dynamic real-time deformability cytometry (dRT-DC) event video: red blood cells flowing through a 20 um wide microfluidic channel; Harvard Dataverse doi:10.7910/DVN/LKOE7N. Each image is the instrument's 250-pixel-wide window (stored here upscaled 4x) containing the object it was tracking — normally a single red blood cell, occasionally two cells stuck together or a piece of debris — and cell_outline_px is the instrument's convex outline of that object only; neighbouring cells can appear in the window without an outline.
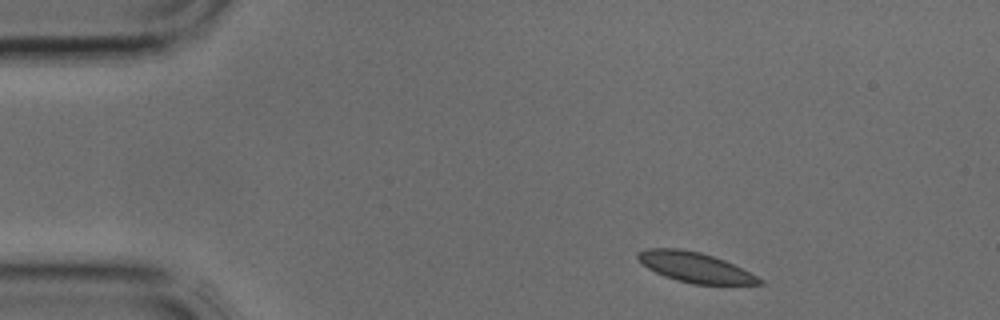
{"species": "common noctule bat (a hibernating species)", "species_latin": "Nyctalus noctula", "temperature_condition": "cold", "stored_images_in_passage": 3, "segment_of_instrument_passage": [2, 2], "camera_frame_rate_fps": 3000, "um_per_image_px": 0.085, "animal": {"sex": "male", "body_mass_g": 17.9, "forearm_length_mm": 54.2}, "frame": {"image": 1, "passage_image": 3, "time_ms": 0.667, "image_size_px": [1000, 320], "cell_outline_px": [[764, 284], [692, 284], [676, 280], [664, 276], [648, 268], [636, 256], [636, 252], [648, 248], [676, 248], [700, 252], [724, 260], [764, 280]], "centroid_in_image_um": [59.05, 22.72], "position_along_channel_um": 25.9, "area_um2": 20.98}}